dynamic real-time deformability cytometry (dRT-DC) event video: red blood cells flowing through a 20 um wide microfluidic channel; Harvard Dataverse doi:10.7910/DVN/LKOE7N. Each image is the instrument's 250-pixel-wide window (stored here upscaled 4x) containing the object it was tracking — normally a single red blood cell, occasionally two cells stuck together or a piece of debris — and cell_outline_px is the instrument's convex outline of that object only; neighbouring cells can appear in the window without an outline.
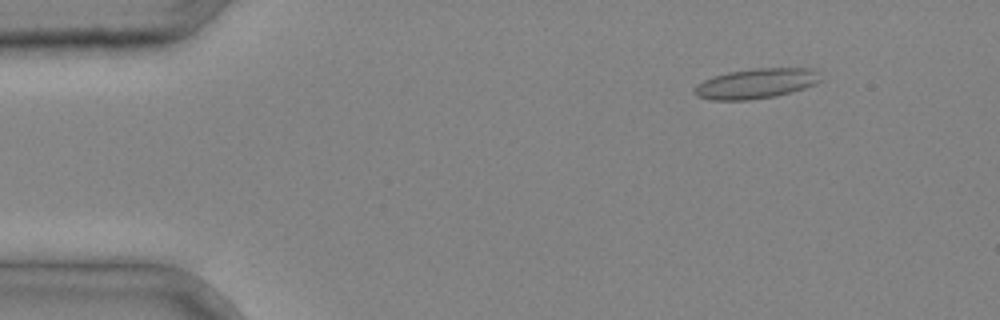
{"species": "common noctule bat (a hibernating species)", "species_latin": "Nyctalus noctula", "temperature_condition": "cold", "stored_images_in_passage": 3, "camera_frame_rate_fps": 3000, "um_per_image_px": 0.085, "animal": {"sex": "male", "body_mass_g": 20.4}, "frame": {"image": 1, "passage_image": 2, "time_ms": 0.333, "image_size_px": [1000, 320], "cell_outline_px": [[820, 80], [816, 84], [804, 88], [776, 96], [748, 100], [712, 100], [696, 96], [692, 92], [692, 88], [704, 80], [712, 76], [728, 72], [756, 68], [820, 68]], "centroid_in_image_um": [64.28, 7.09], "position_along_channel_um": 20.7, "area_um2": 22.37}}